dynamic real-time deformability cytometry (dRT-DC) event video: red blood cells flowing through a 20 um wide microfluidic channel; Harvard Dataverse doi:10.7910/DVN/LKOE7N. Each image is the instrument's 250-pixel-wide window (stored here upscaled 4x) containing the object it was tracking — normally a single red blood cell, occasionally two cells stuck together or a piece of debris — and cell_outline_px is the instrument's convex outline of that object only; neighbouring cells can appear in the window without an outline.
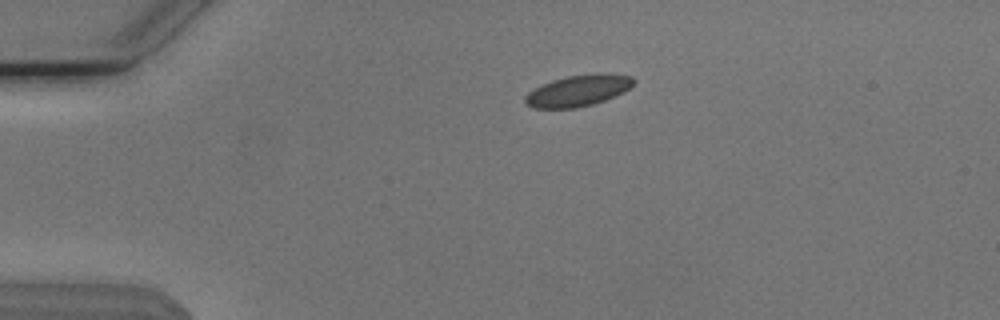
{"species": "Egyptian fruit bat (a non-hibernating species)", "species_latin": "Rousettus aegyptiacus", "temperature_condition": "cold", "stored_images_in_passage": 43, "camera_frame_rate_fps": 3000, "um_per_image_px": 0.085, "animal": {"sex": "male"}, "frame": {"image": 1, "passage_image": 1, "time_ms": 0.0, "image_size_px": [1000, 320], "cell_outline_px": [[636, 80], [624, 92], [604, 100], [592, 104], [576, 108], [532, 108], [524, 104], [524, 96], [528, 92], [540, 84], [552, 80], [568, 76], [596, 72], [604, 72], [632, 76]], "centroid_in_image_um": [49.11, 7.69], "position_along_channel_um": 35.9, "area_um2": 20.06}}
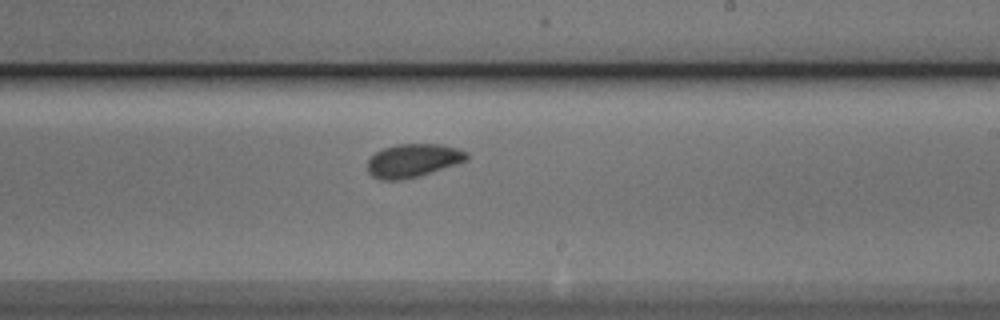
{"frame": {"image": 2, "passage_image": 22, "time_ms": 7.0, "image_size_px": [1000, 320], "cell_outline_px": [[468, 160], [420, 176], [400, 180], [380, 180], [372, 176], [368, 172], [368, 160], [376, 152], [384, 148], [396, 144], [440, 144], [460, 148], [468, 152]], "centroid_in_image_um": [35.13, 13.64], "position_along_channel_um": 253.9, "area_um2": 19.42}}
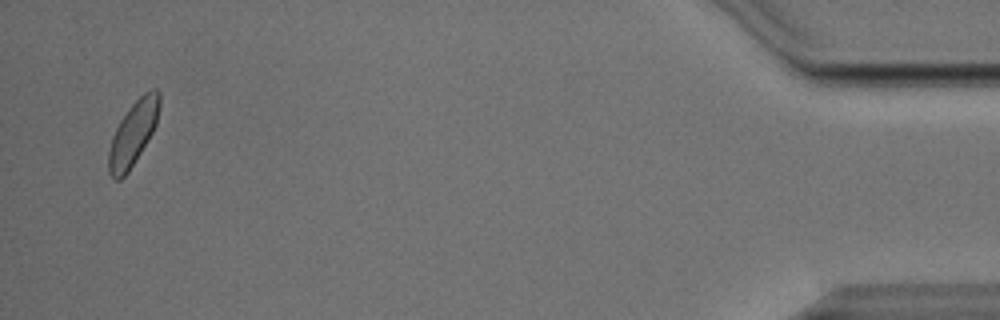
{"frame": {"image": 3, "passage_image": 42, "time_ms": 13.667, "image_size_px": [1000, 320], "cell_outline_px": [[160, 104], [156, 124], [152, 132], [128, 172], [120, 180], [116, 180], [108, 172], [108, 152], [112, 136], [120, 120], [128, 108], [144, 92], [152, 88], [156, 88], [160, 92]], "centroid_in_image_um": [11.31, 11.31], "position_along_channel_um": 423.9, "area_um2": 18.84}, "authors_computed_cell_mechanics": {"area_um2": 19.1896, "velocity_mm_per_s": 3.7742, "shape_relaxation_time_tau1_ms": 3.972, "shape_relaxation_time_tau2_ms": 1.8833, "deformation_change_tau1": 0.0823, "deformation_change_tau2": 0.0519}}